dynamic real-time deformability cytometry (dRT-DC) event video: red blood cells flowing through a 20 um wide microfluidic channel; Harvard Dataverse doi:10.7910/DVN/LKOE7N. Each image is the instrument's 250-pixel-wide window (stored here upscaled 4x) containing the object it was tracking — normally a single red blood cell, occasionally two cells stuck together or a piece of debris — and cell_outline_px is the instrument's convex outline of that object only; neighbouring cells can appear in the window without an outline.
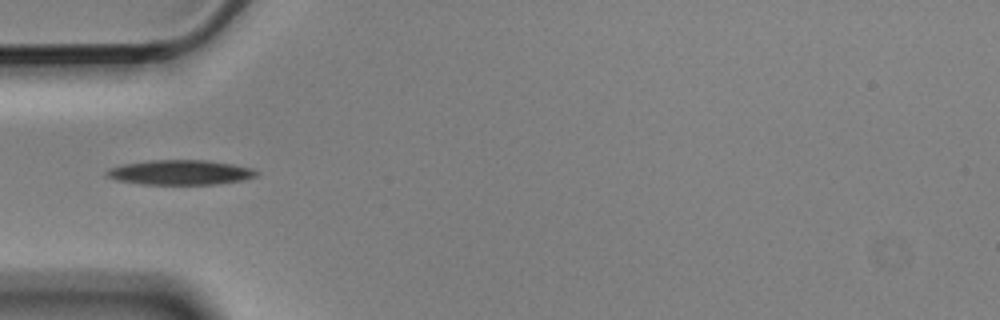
{"species": "Egyptian fruit bat (a non-hibernating species)", "species_latin": "Rousettus aegyptiacus", "temperature_condition": "cold", "stored_images_in_passage": 7, "camera_frame_rate_fps": 3000, "um_per_image_px": 0.085, "animal": {"sex": "male"}, "frame": {"image": 1, "passage_image": 5, "time_ms": 1.333, "image_size_px": [1000, 320], "cell_outline_px": [[260, 172], [256, 176], [240, 180], [216, 184], [144, 184], [120, 180], [108, 176], [104, 172], [108, 168], [124, 164], [148, 160], [204, 160], [232, 164], [252, 168]], "centroid_in_image_um": [15.33, 14.64], "position_along_channel_um": 69.7, "area_um2": 21.39}}
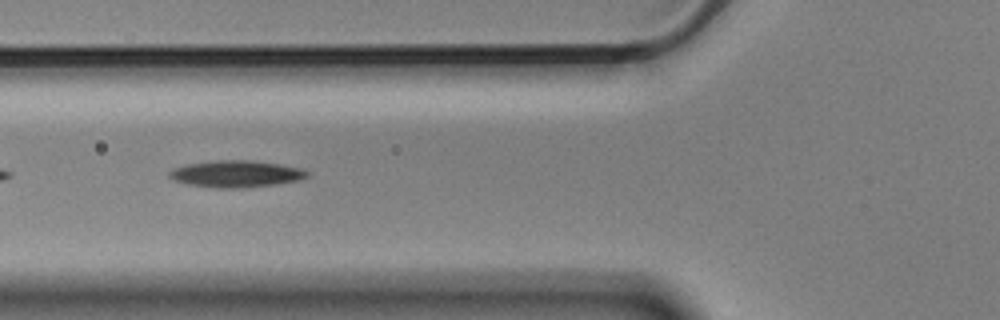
{"frame": {"image": 2, "passage_image": 6, "time_ms": 1.667, "image_size_px": [1000, 320], "cell_outline_px": [[308, 176], [296, 180], [276, 184], [240, 188], [216, 188], [188, 184], [172, 180], [168, 176], [168, 172], [172, 168], [188, 164], [220, 160], [252, 160], [280, 164], [300, 168], [308, 172]], "centroid_in_image_um": [20.02, 14.78], "position_along_channel_um": 105.8, "area_um2": 21.39}}
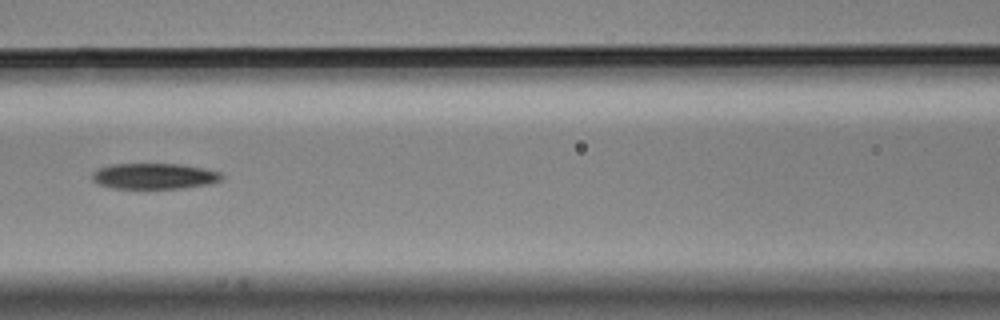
{"frame": {"image": 3, "passage_image": 7, "time_ms": 2.0, "image_size_px": [1000, 320], "cell_outline_px": [[224, 176], [220, 180], [208, 184], [180, 188], [112, 188], [100, 184], [92, 180], [92, 172], [96, 168], [112, 164], [180, 164], [204, 168], [220, 172]], "centroid_in_image_um": [13.08, 14.96], "position_along_channel_um": 153.5, "area_um2": 19.42}}